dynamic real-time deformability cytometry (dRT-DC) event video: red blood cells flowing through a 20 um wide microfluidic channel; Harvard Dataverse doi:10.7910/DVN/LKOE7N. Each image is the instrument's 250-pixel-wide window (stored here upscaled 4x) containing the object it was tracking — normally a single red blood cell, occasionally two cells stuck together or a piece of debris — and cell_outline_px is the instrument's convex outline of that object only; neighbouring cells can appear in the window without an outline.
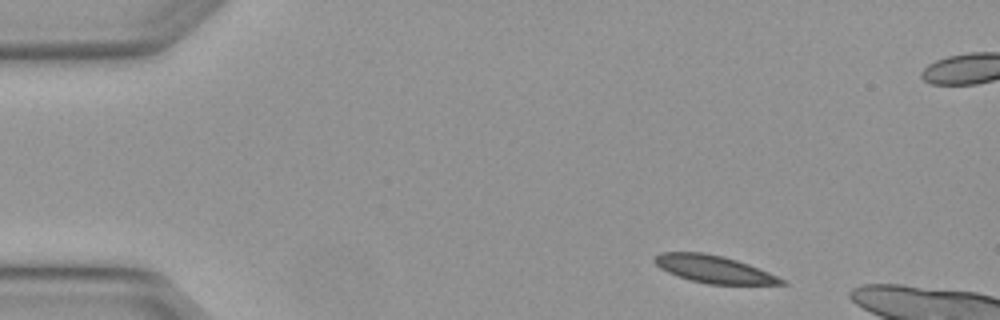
{"species": "Egyptian fruit bat (a non-hibernating species)", "species_latin": "Rousettus aegyptiacus", "temperature_condition": "warm", "stored_images_in_passage": 3, "camera_frame_rate_fps": 3000, "um_per_image_px": 0.085, "animal": {"sex": "female"}, "frame": {"image": 1, "passage_image": 1, "time_ms": 0.0, "image_size_px": [1000, 320], "cell_outline_px": [[788, 284], [708, 284], [676, 276], [660, 268], [652, 260], [652, 256], [660, 252], [704, 252], [724, 256], [760, 268], [788, 280]], "centroid_in_image_um": [60.68, 22.87], "position_along_channel_um": 24.3, "area_um2": 20.52}}